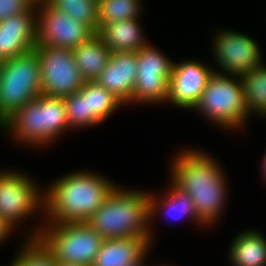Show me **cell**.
<instances>
[{"instance_id":"d6986e66","label":"cell","mask_w":266,"mask_h":266,"mask_svg":"<svg viewBox=\"0 0 266 266\" xmlns=\"http://www.w3.org/2000/svg\"><path fill=\"white\" fill-rule=\"evenodd\" d=\"M231 244L229 257L234 266H266V239L258 231L239 233Z\"/></svg>"},{"instance_id":"30bf717a","label":"cell","mask_w":266,"mask_h":266,"mask_svg":"<svg viewBox=\"0 0 266 266\" xmlns=\"http://www.w3.org/2000/svg\"><path fill=\"white\" fill-rule=\"evenodd\" d=\"M44 209V192L29 176L19 172H0V218L14 228L34 212Z\"/></svg>"},{"instance_id":"d4e9b609","label":"cell","mask_w":266,"mask_h":266,"mask_svg":"<svg viewBox=\"0 0 266 266\" xmlns=\"http://www.w3.org/2000/svg\"><path fill=\"white\" fill-rule=\"evenodd\" d=\"M10 266H56V261L37 239H29Z\"/></svg>"},{"instance_id":"603a6c76","label":"cell","mask_w":266,"mask_h":266,"mask_svg":"<svg viewBox=\"0 0 266 266\" xmlns=\"http://www.w3.org/2000/svg\"><path fill=\"white\" fill-rule=\"evenodd\" d=\"M52 8L81 21L95 33L99 30L97 0H45Z\"/></svg>"},{"instance_id":"52a82bcc","label":"cell","mask_w":266,"mask_h":266,"mask_svg":"<svg viewBox=\"0 0 266 266\" xmlns=\"http://www.w3.org/2000/svg\"><path fill=\"white\" fill-rule=\"evenodd\" d=\"M192 109L202 112L206 118L208 117L220 127L231 130L242 127L249 114L240 76H228V74L214 71L200 99Z\"/></svg>"},{"instance_id":"5bb4252c","label":"cell","mask_w":266,"mask_h":266,"mask_svg":"<svg viewBox=\"0 0 266 266\" xmlns=\"http://www.w3.org/2000/svg\"><path fill=\"white\" fill-rule=\"evenodd\" d=\"M35 8L0 22L1 61L34 50L37 29V10Z\"/></svg>"},{"instance_id":"8992f818","label":"cell","mask_w":266,"mask_h":266,"mask_svg":"<svg viewBox=\"0 0 266 266\" xmlns=\"http://www.w3.org/2000/svg\"><path fill=\"white\" fill-rule=\"evenodd\" d=\"M41 70L35 50L4 60L0 64V125L16 110L38 98Z\"/></svg>"},{"instance_id":"484cf974","label":"cell","mask_w":266,"mask_h":266,"mask_svg":"<svg viewBox=\"0 0 266 266\" xmlns=\"http://www.w3.org/2000/svg\"><path fill=\"white\" fill-rule=\"evenodd\" d=\"M69 128L88 127V105L84 92L79 91L63 97Z\"/></svg>"},{"instance_id":"1f68e13d","label":"cell","mask_w":266,"mask_h":266,"mask_svg":"<svg viewBox=\"0 0 266 266\" xmlns=\"http://www.w3.org/2000/svg\"><path fill=\"white\" fill-rule=\"evenodd\" d=\"M35 2L45 1V0H34Z\"/></svg>"},{"instance_id":"3957f363","label":"cell","mask_w":266,"mask_h":266,"mask_svg":"<svg viewBox=\"0 0 266 266\" xmlns=\"http://www.w3.org/2000/svg\"><path fill=\"white\" fill-rule=\"evenodd\" d=\"M149 197L145 191L116 186L86 223L103 239L151 236Z\"/></svg>"},{"instance_id":"4316f807","label":"cell","mask_w":266,"mask_h":266,"mask_svg":"<svg viewBox=\"0 0 266 266\" xmlns=\"http://www.w3.org/2000/svg\"><path fill=\"white\" fill-rule=\"evenodd\" d=\"M36 7L34 0H0V22Z\"/></svg>"},{"instance_id":"f1b7e54d","label":"cell","mask_w":266,"mask_h":266,"mask_svg":"<svg viewBox=\"0 0 266 266\" xmlns=\"http://www.w3.org/2000/svg\"><path fill=\"white\" fill-rule=\"evenodd\" d=\"M262 174H263V177L264 179L266 180V154L264 155V158L262 159Z\"/></svg>"},{"instance_id":"ba28073f","label":"cell","mask_w":266,"mask_h":266,"mask_svg":"<svg viewBox=\"0 0 266 266\" xmlns=\"http://www.w3.org/2000/svg\"><path fill=\"white\" fill-rule=\"evenodd\" d=\"M34 50L38 53L43 95L63 98L82 88L85 81L71 49L35 46Z\"/></svg>"},{"instance_id":"ffe728a7","label":"cell","mask_w":266,"mask_h":266,"mask_svg":"<svg viewBox=\"0 0 266 266\" xmlns=\"http://www.w3.org/2000/svg\"><path fill=\"white\" fill-rule=\"evenodd\" d=\"M168 193L164 195L163 198L161 195L160 198H158V196L154 197V194L151 193L149 197V223H151V219L155 217L157 212L160 213V210H162V212L165 210V212L171 216V219L173 217L176 221L182 217H190L191 220L193 219L199 225H205L197 217L194 203L189 194L181 191L173 182Z\"/></svg>"},{"instance_id":"e0dca14e","label":"cell","mask_w":266,"mask_h":266,"mask_svg":"<svg viewBox=\"0 0 266 266\" xmlns=\"http://www.w3.org/2000/svg\"><path fill=\"white\" fill-rule=\"evenodd\" d=\"M138 18L124 19L103 24L97 34L110 52H137L149 43L144 40Z\"/></svg>"},{"instance_id":"7a4b0ae2","label":"cell","mask_w":266,"mask_h":266,"mask_svg":"<svg viewBox=\"0 0 266 266\" xmlns=\"http://www.w3.org/2000/svg\"><path fill=\"white\" fill-rule=\"evenodd\" d=\"M112 182L88 171L57 179L44 190L43 212L49 219L46 223H85L117 186Z\"/></svg>"},{"instance_id":"7402d4cb","label":"cell","mask_w":266,"mask_h":266,"mask_svg":"<svg viewBox=\"0 0 266 266\" xmlns=\"http://www.w3.org/2000/svg\"><path fill=\"white\" fill-rule=\"evenodd\" d=\"M247 112L266 116V66L255 67L240 76Z\"/></svg>"},{"instance_id":"83f0119b","label":"cell","mask_w":266,"mask_h":266,"mask_svg":"<svg viewBox=\"0 0 266 266\" xmlns=\"http://www.w3.org/2000/svg\"><path fill=\"white\" fill-rule=\"evenodd\" d=\"M13 231V227H11L5 220L0 218V243L8 238L10 232Z\"/></svg>"},{"instance_id":"277c9868","label":"cell","mask_w":266,"mask_h":266,"mask_svg":"<svg viewBox=\"0 0 266 266\" xmlns=\"http://www.w3.org/2000/svg\"><path fill=\"white\" fill-rule=\"evenodd\" d=\"M0 128L8 129L23 144L47 145L69 129L64 100L41 94L16 110Z\"/></svg>"},{"instance_id":"4fadbf2b","label":"cell","mask_w":266,"mask_h":266,"mask_svg":"<svg viewBox=\"0 0 266 266\" xmlns=\"http://www.w3.org/2000/svg\"><path fill=\"white\" fill-rule=\"evenodd\" d=\"M214 70L192 60L174 63L167 101L183 109H192L200 99Z\"/></svg>"},{"instance_id":"2e32d148","label":"cell","mask_w":266,"mask_h":266,"mask_svg":"<svg viewBox=\"0 0 266 266\" xmlns=\"http://www.w3.org/2000/svg\"><path fill=\"white\" fill-rule=\"evenodd\" d=\"M152 236L104 239L92 266H132L141 262L151 245Z\"/></svg>"},{"instance_id":"9a60e30c","label":"cell","mask_w":266,"mask_h":266,"mask_svg":"<svg viewBox=\"0 0 266 266\" xmlns=\"http://www.w3.org/2000/svg\"><path fill=\"white\" fill-rule=\"evenodd\" d=\"M137 66L136 52H112L105 69L95 81L126 105L132 102Z\"/></svg>"},{"instance_id":"44dd1931","label":"cell","mask_w":266,"mask_h":266,"mask_svg":"<svg viewBox=\"0 0 266 266\" xmlns=\"http://www.w3.org/2000/svg\"><path fill=\"white\" fill-rule=\"evenodd\" d=\"M81 90L87 98L88 126L99 124L124 103L96 81H85Z\"/></svg>"},{"instance_id":"5b68a950","label":"cell","mask_w":266,"mask_h":266,"mask_svg":"<svg viewBox=\"0 0 266 266\" xmlns=\"http://www.w3.org/2000/svg\"><path fill=\"white\" fill-rule=\"evenodd\" d=\"M50 224V225H49ZM28 239H37L56 262L92 266L104 239L85 223H47Z\"/></svg>"},{"instance_id":"f546056e","label":"cell","mask_w":266,"mask_h":266,"mask_svg":"<svg viewBox=\"0 0 266 266\" xmlns=\"http://www.w3.org/2000/svg\"><path fill=\"white\" fill-rule=\"evenodd\" d=\"M56 266H79V265L56 262Z\"/></svg>"},{"instance_id":"cb8c5ba5","label":"cell","mask_w":266,"mask_h":266,"mask_svg":"<svg viewBox=\"0 0 266 266\" xmlns=\"http://www.w3.org/2000/svg\"><path fill=\"white\" fill-rule=\"evenodd\" d=\"M142 6L140 0H99V28L114 21L139 18Z\"/></svg>"},{"instance_id":"ac0fdd59","label":"cell","mask_w":266,"mask_h":266,"mask_svg":"<svg viewBox=\"0 0 266 266\" xmlns=\"http://www.w3.org/2000/svg\"><path fill=\"white\" fill-rule=\"evenodd\" d=\"M72 51L84 81H95L105 69L111 55L97 33Z\"/></svg>"},{"instance_id":"4dcf8cb0","label":"cell","mask_w":266,"mask_h":266,"mask_svg":"<svg viewBox=\"0 0 266 266\" xmlns=\"http://www.w3.org/2000/svg\"><path fill=\"white\" fill-rule=\"evenodd\" d=\"M144 260L145 259H143L141 262H139V263H137L135 265H132V266H144Z\"/></svg>"},{"instance_id":"9c48e42d","label":"cell","mask_w":266,"mask_h":266,"mask_svg":"<svg viewBox=\"0 0 266 266\" xmlns=\"http://www.w3.org/2000/svg\"><path fill=\"white\" fill-rule=\"evenodd\" d=\"M138 70L133 89L134 103H163L169 98L174 62L148 44L137 52Z\"/></svg>"},{"instance_id":"6da1fadb","label":"cell","mask_w":266,"mask_h":266,"mask_svg":"<svg viewBox=\"0 0 266 266\" xmlns=\"http://www.w3.org/2000/svg\"><path fill=\"white\" fill-rule=\"evenodd\" d=\"M172 162L171 180L190 195L197 217L205 226L216 221L222 215L227 197L221 167L207 153L193 149L180 152Z\"/></svg>"},{"instance_id":"8fae6325","label":"cell","mask_w":266,"mask_h":266,"mask_svg":"<svg viewBox=\"0 0 266 266\" xmlns=\"http://www.w3.org/2000/svg\"><path fill=\"white\" fill-rule=\"evenodd\" d=\"M36 7L40 8H36V46L73 50L96 34L81 21L52 8L46 1L36 2Z\"/></svg>"},{"instance_id":"7c38bea8","label":"cell","mask_w":266,"mask_h":266,"mask_svg":"<svg viewBox=\"0 0 266 266\" xmlns=\"http://www.w3.org/2000/svg\"><path fill=\"white\" fill-rule=\"evenodd\" d=\"M218 32L213 50L222 73L241 76L263 65L258 43L252 37L227 29Z\"/></svg>"}]
</instances>
